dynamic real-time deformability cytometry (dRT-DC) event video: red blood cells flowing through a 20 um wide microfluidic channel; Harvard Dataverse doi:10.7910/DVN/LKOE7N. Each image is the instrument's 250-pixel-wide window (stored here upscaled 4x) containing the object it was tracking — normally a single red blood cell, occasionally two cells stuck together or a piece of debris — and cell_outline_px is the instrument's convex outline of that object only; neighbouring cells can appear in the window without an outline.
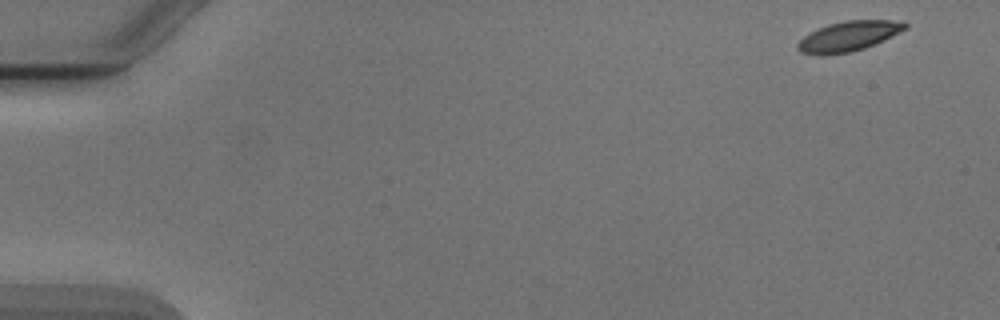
{"species": "Egyptian fruit bat (a non-hibernating species)", "species_latin": "Rousettus aegyptiacus", "temperature_condition": "cold", "stored_images_in_passage": 6, "segment_of_instrument_passage": [1, 2], "camera_frame_rate_fps": 3000, "um_per_image_px": 0.085, "animal": {"sex": "male"}, "frame": {"image": 1, "passage_image": 1, "time_ms": 0.0, "image_size_px": [1000, 320], "cell_outline_px": [[908, 28], [864, 48], [848, 52], [820, 56], [800, 52], [796, 48], [796, 44], [804, 36], [828, 24], [844, 20], [892, 20], [908, 24]], "centroid_in_image_um": [72.08, 3.08], "position_along_channel_um": 12.9, "area_um2": 18.5}}
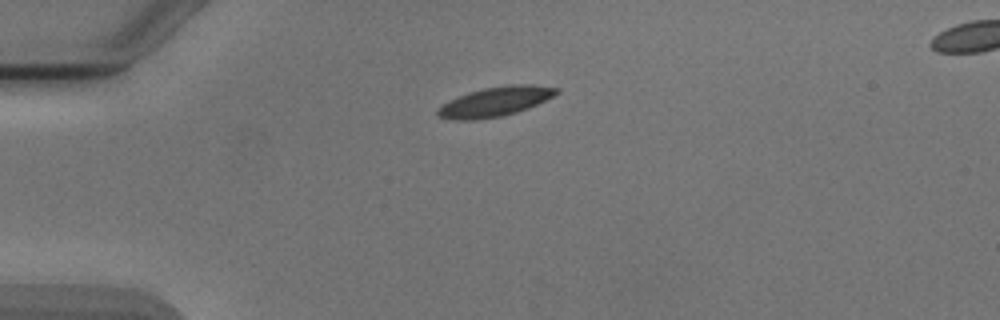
{"frame": {"image": 2, "passage_image": 4, "time_ms": 3.667, "image_size_px": [1000, 320], "cell_outline_px": [[560, 92], [528, 108], [516, 112], [500, 116], [476, 120], [456, 120], [440, 116], [436, 112], [436, 108], [448, 100], [468, 92], [484, 88], [512, 84], [532, 84], [560, 88]], "centroid_in_image_um": [42.08, 8.63], "position_along_channel_um": 42.9, "area_um2": 20.35}}